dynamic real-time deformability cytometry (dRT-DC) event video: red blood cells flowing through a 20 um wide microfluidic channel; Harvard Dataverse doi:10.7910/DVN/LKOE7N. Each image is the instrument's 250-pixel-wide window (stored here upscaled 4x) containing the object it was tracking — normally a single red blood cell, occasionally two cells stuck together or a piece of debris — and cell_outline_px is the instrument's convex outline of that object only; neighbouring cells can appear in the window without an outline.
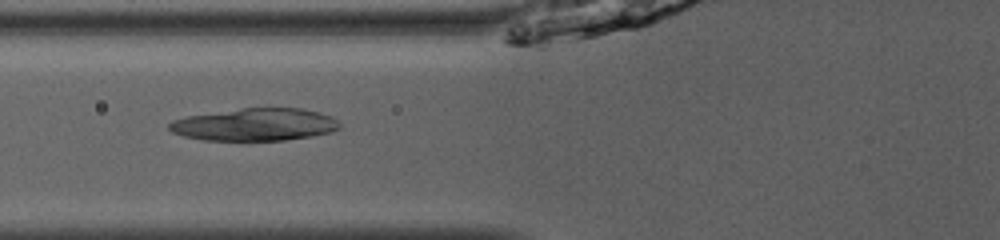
{"species": "common noctule bat (a hibernating species)", "species_latin": "Nyctalus noctula", "temperature_condition": "room temperature", "stored_images_in_passage": 45, "camera_frame_rate_fps": 3000, "um_per_image_px": 0.085, "animal": {"sex": "male", "body_mass_g": 13.0, "forearm_length_mm": 53.1}, "frame": {"image": 1, "passage_image": 16, "time_ms": 5.0, "image_size_px": [1000, 240], "cell_outline_px": [[340, 128], [328, 132], [312, 136], [284, 140], [204, 140], [184, 136], [172, 132], [168, 128], [168, 124], [172, 120], [188, 116], [244, 108], [300, 108], [320, 112], [332, 116], [340, 124]], "centroid_in_image_um": [21.67, 10.59], "position_along_channel_um": 104.1, "area_um2": 32.02}}
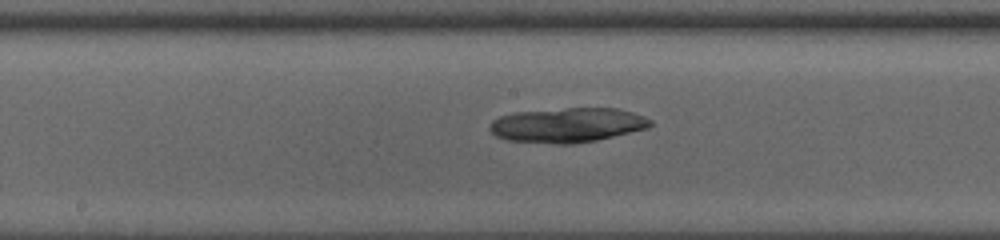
{"frame": {"image": 2, "passage_image": 23, "time_ms": 7.333, "image_size_px": [1000, 240], "cell_outline_px": [[652, 124], [648, 128], [596, 140], [572, 144], [556, 144], [508, 140], [496, 136], [488, 128], [492, 120], [500, 116], [516, 112], [568, 108], [616, 108], [632, 112], [644, 116], [652, 120]], "centroid_in_image_um": [48.23, 10.63], "position_along_channel_um": 200.0, "area_um2": 32.31}}
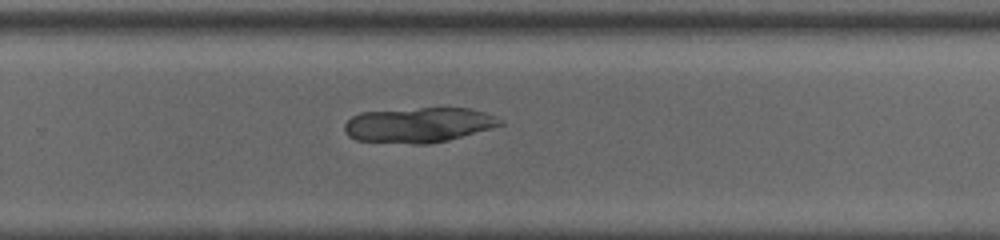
{"frame": {"image": 3, "passage_image": 30, "time_ms": 9.667, "image_size_px": [1000, 240], "cell_outline_px": [[504, 124], [448, 140], [428, 144], [412, 144], [356, 140], [348, 136], [344, 132], [344, 124], [352, 116], [360, 112], [420, 108], [468, 108], [484, 112], [504, 120]], "centroid_in_image_um": [35.56, 10.62], "position_along_channel_um": 294.2, "area_um2": 31.73}}